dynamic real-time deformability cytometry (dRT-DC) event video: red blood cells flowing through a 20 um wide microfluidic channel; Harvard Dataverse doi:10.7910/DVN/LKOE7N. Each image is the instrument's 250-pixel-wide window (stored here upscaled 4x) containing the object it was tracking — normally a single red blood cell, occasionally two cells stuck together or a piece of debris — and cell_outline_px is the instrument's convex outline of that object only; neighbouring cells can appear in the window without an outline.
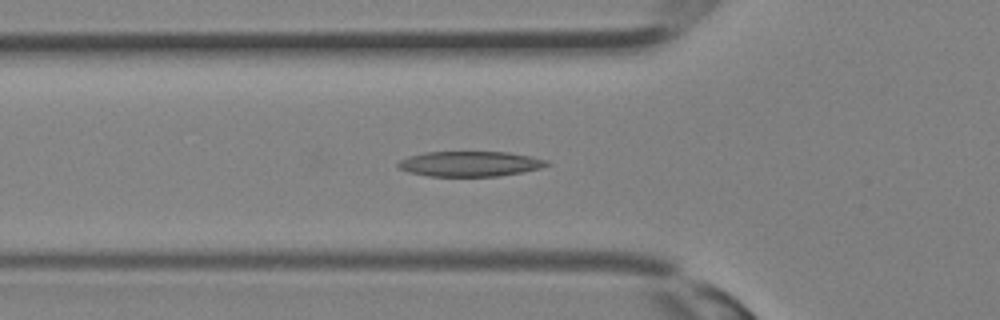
{"species": "Egyptian fruit bat (a non-hibernating species)", "species_latin": "Rousettus aegyptiacus", "temperature_condition": "room temperature", "stored_images_in_passage": 29, "segment_of_instrument_passage": [1, 2], "camera_frame_rate_fps": 3000, "um_per_image_px": 0.085, "animal": {"sex": "female"}, "frame": {"image": 1, "passage_image": 7, "time_ms": 2.0, "image_size_px": [1000, 320], "cell_outline_px": [[552, 164], [540, 168], [520, 172], [496, 176], [428, 176], [408, 172], [400, 168], [396, 164], [400, 160], [408, 156], [424, 152], [508, 152], [532, 156], [548, 160]], "centroid_in_image_um": [39.95, 13.92], "position_along_channel_um": 85.8, "area_um2": 21.85}}
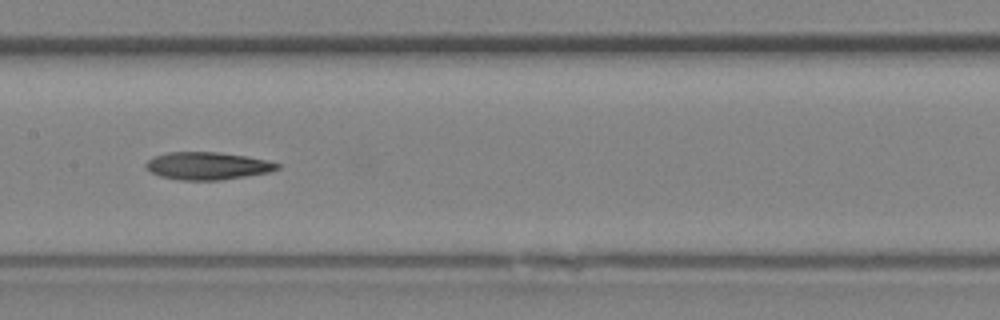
{"frame": {"image": 2, "passage_image": 12, "time_ms": 3.667, "image_size_px": [1000, 320], "cell_outline_px": [[280, 168], [272, 172], [220, 180], [180, 180], [160, 176], [152, 172], [144, 164], [152, 156], [168, 152], [220, 152], [248, 156], [280, 164]], "centroid_in_image_um": [17.65, 14.09], "position_along_channel_um": 189.8, "area_um2": 21.15}}
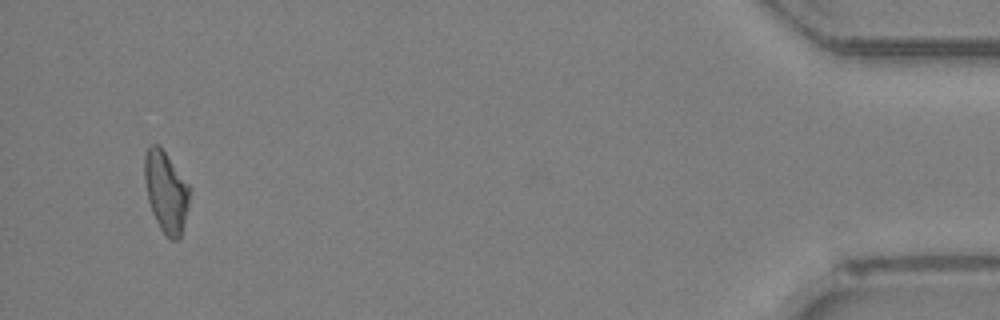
{"frame": {"image": 3, "passage_image": 27, "time_ms": 8.667, "image_size_px": [1000, 320], "cell_outline_px": [[192, 188], [188, 208], [180, 240], [172, 240], [160, 228], [152, 212], [148, 200], [144, 180], [144, 156], [148, 148], [152, 144], [160, 144]], "centroid_in_image_um": [14.13, 16.27], "position_along_channel_um": 421.1, "area_um2": 21.68}}